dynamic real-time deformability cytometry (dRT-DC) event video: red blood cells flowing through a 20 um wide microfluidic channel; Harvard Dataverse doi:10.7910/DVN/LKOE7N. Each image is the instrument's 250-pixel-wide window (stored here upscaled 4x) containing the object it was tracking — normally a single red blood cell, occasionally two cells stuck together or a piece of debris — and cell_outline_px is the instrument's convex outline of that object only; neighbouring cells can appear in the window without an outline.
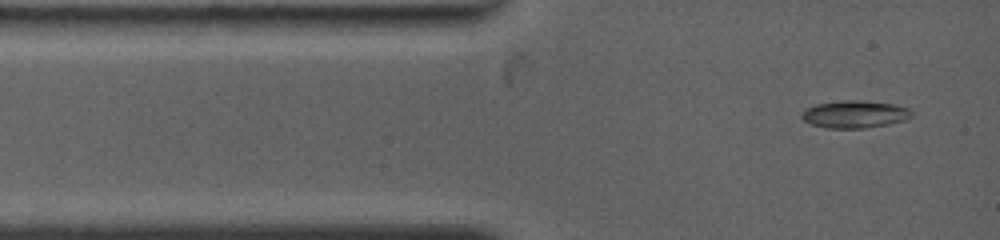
{"species": "common noctule bat (a hibernating species)", "species_latin": "Nyctalus noctula", "temperature_condition": "warm", "stored_images_in_passage": 4, "camera_frame_rate_fps": 4500, "um_per_image_px": 0.085, "animal": {"sex": "female", "body_mass_g": 19.0, "forearm_length_mm": 53.3}, "frame": {"image": 1, "passage_image": 1, "time_ms": 0.0, "image_size_px": [1000, 240], "cell_outline_px": [[912, 116], [904, 120], [888, 124], [864, 128], [828, 128], [812, 124], [804, 120], [800, 116], [800, 112], [816, 104], [844, 100], [860, 100], [896, 104], [908, 108], [912, 112]], "centroid_in_image_um": [72.65, 9.7], "position_along_channel_um": 12.3, "area_um2": 17.51}}
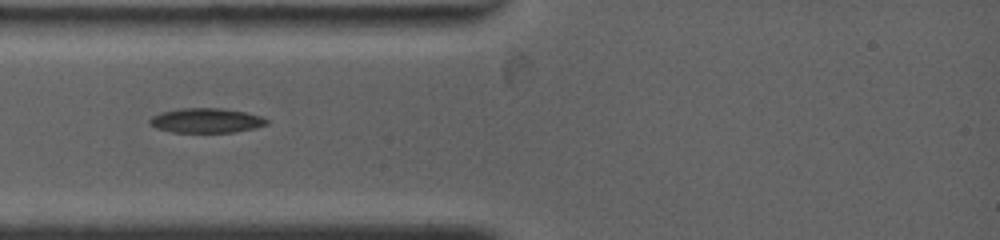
{"frame": {"image": 2, "passage_image": 3, "time_ms": 2.222, "image_size_px": [1000, 240], "cell_outline_px": [[268, 124], [256, 128], [232, 132], [172, 132], [156, 128], [148, 124], [148, 120], [152, 116], [160, 112], [180, 108], [220, 108], [244, 112], [260, 116], [268, 120]], "centroid_in_image_um": [17.49, 10.24], "position_along_channel_um": 67.5, "area_um2": 16.82}}
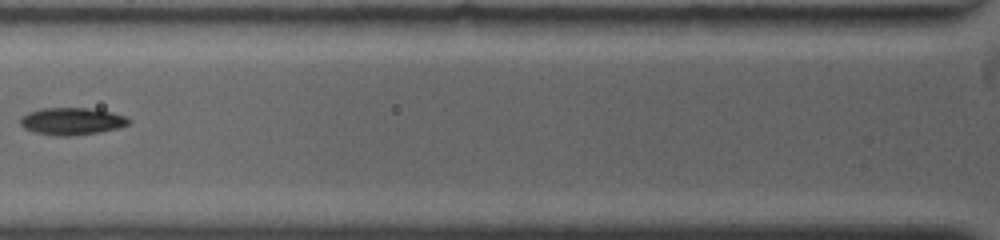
{"frame": {"image": 3, "passage_image": 4, "time_ms": 3.556, "image_size_px": [1000, 240], "cell_outline_px": [[132, 120], [128, 124], [116, 128], [100, 132], [72, 136], [56, 136], [36, 132], [24, 128], [20, 124], [20, 116], [28, 112], [40, 108], [88, 108], [112, 112], [124, 116]], "centroid_in_image_um": [6.08, 10.3], "position_along_channel_um": 119.7, "area_um2": 17.22}}